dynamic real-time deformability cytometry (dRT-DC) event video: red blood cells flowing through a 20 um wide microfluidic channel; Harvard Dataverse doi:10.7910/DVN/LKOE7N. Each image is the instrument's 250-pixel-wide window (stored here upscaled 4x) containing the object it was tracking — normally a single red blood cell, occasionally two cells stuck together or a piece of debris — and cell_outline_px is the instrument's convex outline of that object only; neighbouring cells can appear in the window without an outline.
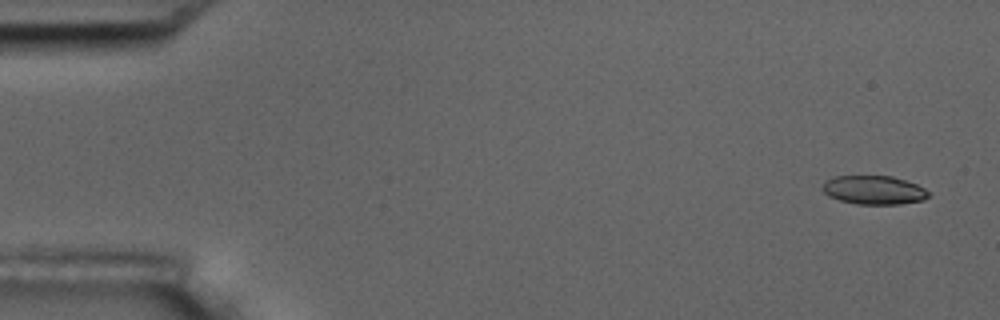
{"species": "common noctule bat (a hibernating species)", "species_latin": "Nyctalus noctula", "temperature_condition": "room temperature", "stored_images_in_passage": 5, "camera_frame_rate_fps": 3000, "um_per_image_px": 0.085, "animal": {"sex": "male", "body_mass_g": 17.5, "forearm_length_mm": 52.3}, "frame": {"image": 1, "passage_image": 1, "time_ms": 0.0, "image_size_px": [1000, 320], "cell_outline_px": [[932, 192], [924, 200], [900, 204], [856, 204], [840, 200], [828, 196], [824, 192], [824, 180], [832, 176], [892, 176], [916, 184]], "centroid_in_image_um": [74.29, 16.15], "position_along_channel_um": 10.7, "area_um2": 17.8}}
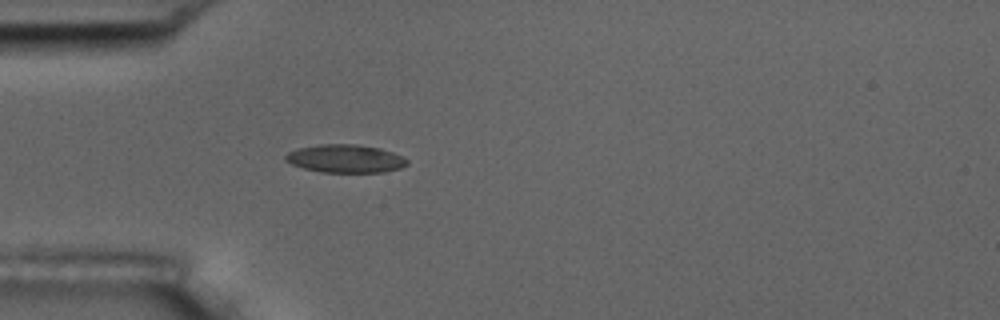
{"frame": {"image": 2, "passage_image": 5, "time_ms": 1.333, "image_size_px": [1000, 320], "cell_outline_px": [[408, 164], [400, 168], [384, 172], [320, 172], [304, 168], [292, 164], [284, 160], [284, 156], [288, 152], [300, 148], [320, 144], [356, 144], [380, 148], [404, 156], [408, 160]], "centroid_in_image_um": [29.38, 13.48], "position_along_channel_um": 55.6, "area_um2": 19.94}}